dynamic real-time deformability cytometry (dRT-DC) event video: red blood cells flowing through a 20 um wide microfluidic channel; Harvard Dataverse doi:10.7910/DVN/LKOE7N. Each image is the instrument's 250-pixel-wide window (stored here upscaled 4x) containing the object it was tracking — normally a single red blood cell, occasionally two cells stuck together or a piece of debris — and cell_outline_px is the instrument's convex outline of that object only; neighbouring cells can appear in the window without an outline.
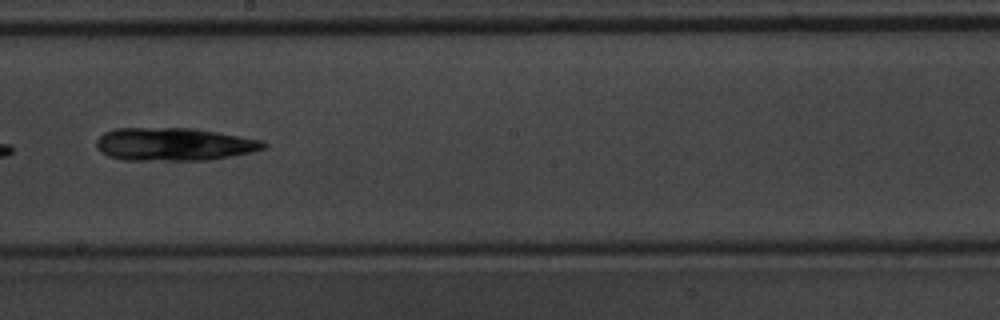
{"species": "common noctule bat (a hibernating species)", "species_latin": "Nyctalus noctula", "temperature_condition": "warm", "stored_images_in_passage": 7, "camera_frame_rate_fps": 3000, "um_per_image_px": 0.085, "animal": {"sex": "male", "body_mass_g": 20.1, "forearm_length_mm": 53.5}, "frame": {"image": 1, "passage_image": 7, "time_ms": 2.0, "image_size_px": [1000, 320], "cell_outline_px": [[268, 144], [264, 148], [252, 152], [208, 160], [124, 160], [108, 156], [100, 152], [96, 148], [96, 140], [104, 132], [116, 128], [192, 128], [264, 140]], "centroid_in_image_um": [14.76, 12.26], "position_along_channel_um": 233.4, "area_um2": 32.19}}